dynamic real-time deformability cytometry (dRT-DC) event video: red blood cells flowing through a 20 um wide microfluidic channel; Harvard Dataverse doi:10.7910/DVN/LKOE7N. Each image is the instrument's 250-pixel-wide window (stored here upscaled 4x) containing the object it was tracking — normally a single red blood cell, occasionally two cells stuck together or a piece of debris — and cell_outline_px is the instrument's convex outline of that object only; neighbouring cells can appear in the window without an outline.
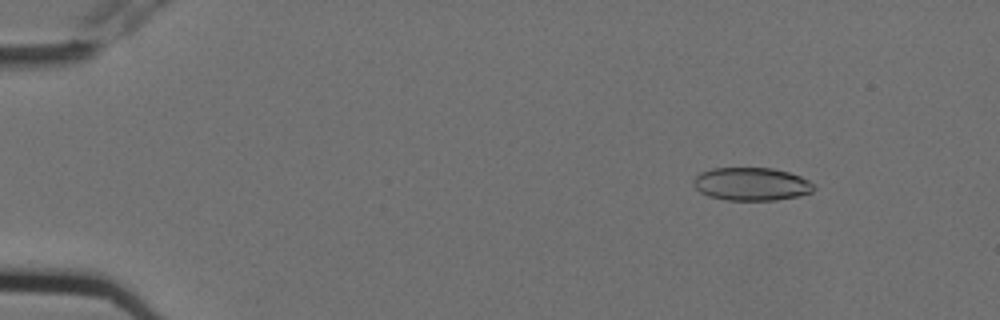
{"species": "Egyptian fruit bat (a non-hibernating species)", "species_latin": "Rousettus aegyptiacus", "temperature_condition": "cold", "stored_images_in_passage": 5, "camera_frame_rate_fps": 3000, "um_per_image_px": 0.085, "animal": {"sex": "female"}, "frame": {"image": 1, "passage_image": 3, "time_ms": 0.667, "image_size_px": [1000, 320], "cell_outline_px": [[816, 188], [812, 192], [800, 196], [776, 200], [728, 200], [708, 196], [700, 192], [692, 184], [692, 180], [700, 172], [712, 168], [772, 168], [788, 172], [800, 176], [808, 180]], "centroid_in_image_um": [63.86, 15.64], "position_along_channel_um": 21.1, "area_um2": 23.29}}